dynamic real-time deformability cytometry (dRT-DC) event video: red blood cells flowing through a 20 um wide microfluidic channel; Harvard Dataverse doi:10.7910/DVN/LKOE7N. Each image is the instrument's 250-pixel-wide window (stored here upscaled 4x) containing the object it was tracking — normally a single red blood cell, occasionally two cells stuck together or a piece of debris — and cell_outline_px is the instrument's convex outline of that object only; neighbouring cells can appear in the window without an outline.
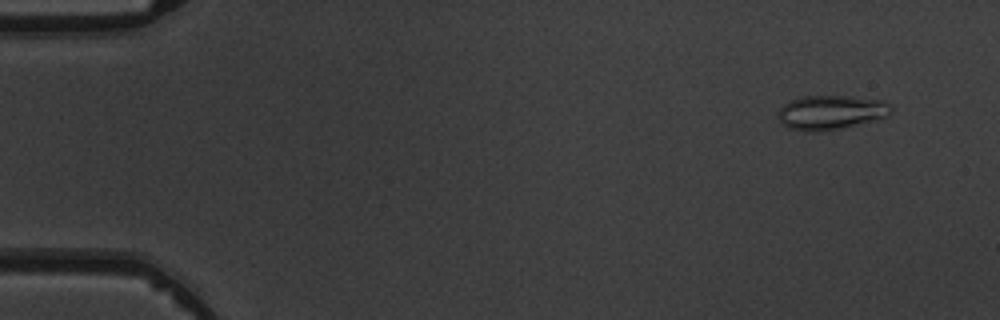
{"species": "common noctule bat (a hibernating species)", "species_latin": "Nyctalus noctula", "temperature_condition": "warm", "stored_images_in_passage": 7, "camera_frame_rate_fps": 3000, "um_per_image_px": 0.085, "animal": {"sex": "male", "body_mass_g": 19.5, "forearm_length_mm": 54.6}, "frame": {"image": 1, "passage_image": 1, "time_ms": 0.0, "image_size_px": [1000, 320], "cell_outline_px": [[892, 112], [888, 116], [876, 120], [840, 128], [820, 132], [808, 132], [788, 128], [780, 124], [780, 108], [788, 100], [800, 96], [852, 96], [884, 100], [892, 108]], "centroid_in_image_um": [70.63, 9.55], "position_along_channel_um": 14.4, "area_um2": 22.83}}
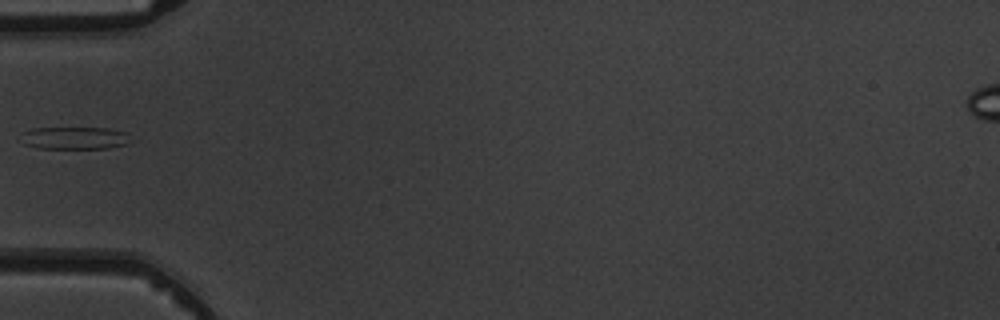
{"frame": {"image": 2, "passage_image": 5, "time_ms": 4.667, "image_size_px": [1000, 320], "cell_outline_px": [[128, 144], [108, 148], [36, 148], [24, 144], [24, 132], [32, 128], [108, 128], [124, 132]], "centroid_in_image_um": [6.32, 11.73], "position_along_channel_um": 78.7, "area_um2": 13.93}}
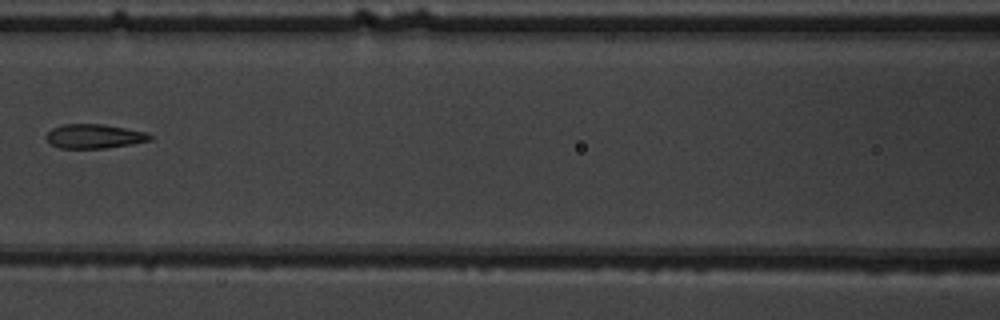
{"frame": {"image": 3, "passage_image": 7, "time_ms": 6.667, "image_size_px": [1000, 320], "cell_outline_px": [[152, 140], [132, 144], [104, 148], [60, 148], [52, 144], [44, 136], [52, 128], [60, 124], [104, 124], [148, 132], [152, 136]], "centroid_in_image_um": [8.03, 11.57], "position_along_channel_um": 158.6, "area_um2": 14.74}}